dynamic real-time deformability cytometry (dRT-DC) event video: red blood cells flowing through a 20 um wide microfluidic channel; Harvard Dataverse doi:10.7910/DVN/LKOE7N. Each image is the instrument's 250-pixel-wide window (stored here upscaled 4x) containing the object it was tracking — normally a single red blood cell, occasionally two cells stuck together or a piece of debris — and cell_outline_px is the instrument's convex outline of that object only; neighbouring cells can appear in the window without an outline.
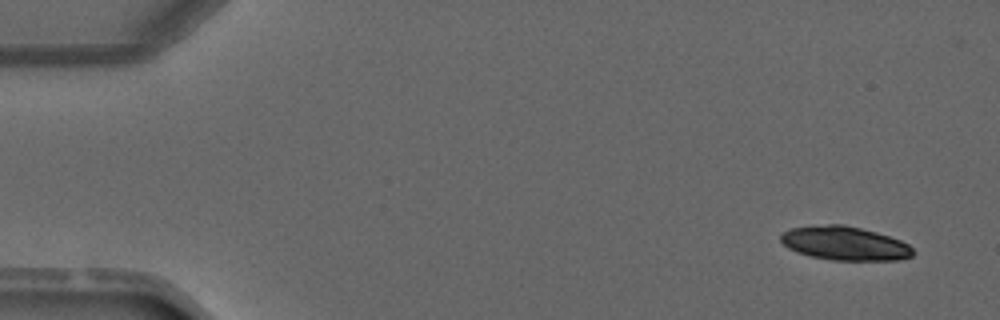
{"species": "common noctule bat (a hibernating species)", "species_latin": "Nyctalus noctula", "temperature_condition": "warm", "stored_images_in_passage": 4, "camera_frame_rate_fps": 3000, "um_per_image_px": 0.085, "animal": {"sex": "male", "forearm_length_mm": 52.5}, "frame": {"image": 1, "passage_image": 1, "time_ms": 0.0, "image_size_px": [1000, 320], "cell_outline_px": [[912, 256], [900, 260], [832, 260], [812, 256], [796, 252], [788, 248], [780, 240], [780, 236], [784, 232], [792, 228], [828, 224], [844, 224], [876, 232], [900, 240], [908, 244], [912, 248]], "centroid_in_image_um": [71.8, 20.69], "position_along_channel_um": 13.2, "area_um2": 25.84}}